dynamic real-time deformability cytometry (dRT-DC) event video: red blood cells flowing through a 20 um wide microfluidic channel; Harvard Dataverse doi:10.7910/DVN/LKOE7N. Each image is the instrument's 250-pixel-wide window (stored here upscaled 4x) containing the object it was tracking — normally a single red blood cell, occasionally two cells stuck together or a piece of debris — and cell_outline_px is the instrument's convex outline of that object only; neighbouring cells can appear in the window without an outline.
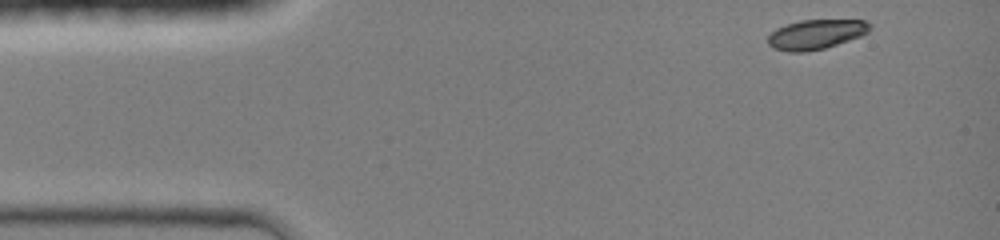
{"species": "common noctule bat (a hibernating species)", "species_latin": "Nyctalus noctula", "temperature_condition": "room temperature", "stored_images_in_passage": 38, "camera_frame_rate_fps": 3000, "um_per_image_px": 0.085, "animal": {"sex": "female", "body_mass_g": 19.0, "forearm_length_mm": 51.5}, "frame": {"image": 1, "passage_image": 1, "time_ms": 0.0, "image_size_px": [1000, 240], "cell_outline_px": [[872, 28], [868, 32], [860, 36], [824, 48], [804, 52], [788, 52], [772, 48], [768, 44], [768, 36], [776, 28], [800, 20], [864, 20], [872, 24]], "centroid_in_image_um": [69.35, 2.92], "position_along_channel_um": 15.6, "area_um2": 17.57}}
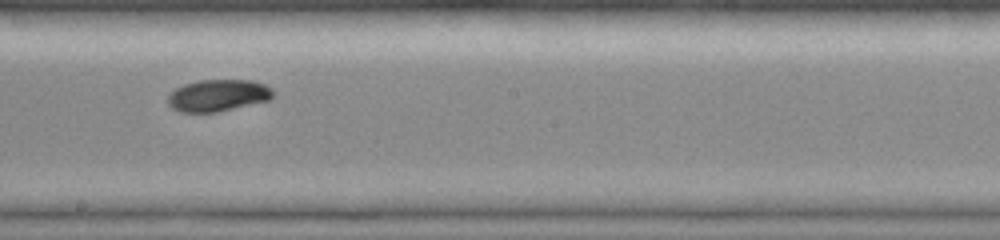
{"frame": {"image": 2, "passage_image": 22, "time_ms": 7.0, "image_size_px": [1000, 240], "cell_outline_px": [[276, 96], [268, 100], [216, 112], [180, 112], [172, 108], [168, 104], [168, 96], [176, 88], [184, 84], [196, 80], [252, 80], [264, 84], [272, 88], [276, 92]], "centroid_in_image_um": [18.55, 8.1], "position_along_channel_um": 229.6, "area_um2": 19.59}}
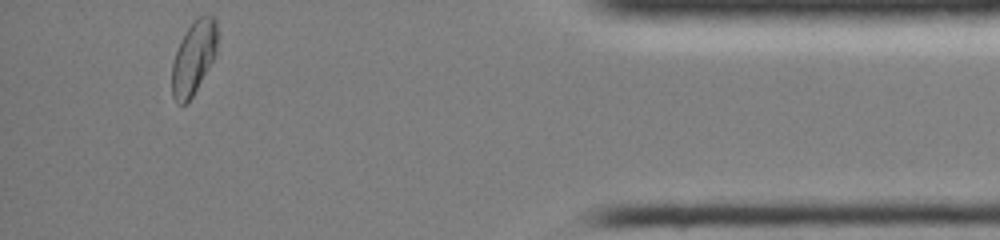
{"frame": {"image": 3, "passage_image": 38, "time_ms": 12.333, "image_size_px": [1000, 240], "cell_outline_px": [[216, 56], [192, 96], [184, 104], [180, 104], [172, 96], [172, 64], [180, 40], [196, 16], [212, 16], [216, 20]], "centroid_in_image_um": [16.46, 4.89], "position_along_channel_um": 418.7, "area_um2": 19.13}, "authors_computed_cell_mechanics": {"area_um2": 19.2185, "velocity_mm_per_s": 4.2954, "shape_relaxation_time_tau1_ms": 2.0381, "shape_relaxation_time_tau2_ms": null, "deformation_change_tau1": 0.0913, "deformation_change_tau2": null}}